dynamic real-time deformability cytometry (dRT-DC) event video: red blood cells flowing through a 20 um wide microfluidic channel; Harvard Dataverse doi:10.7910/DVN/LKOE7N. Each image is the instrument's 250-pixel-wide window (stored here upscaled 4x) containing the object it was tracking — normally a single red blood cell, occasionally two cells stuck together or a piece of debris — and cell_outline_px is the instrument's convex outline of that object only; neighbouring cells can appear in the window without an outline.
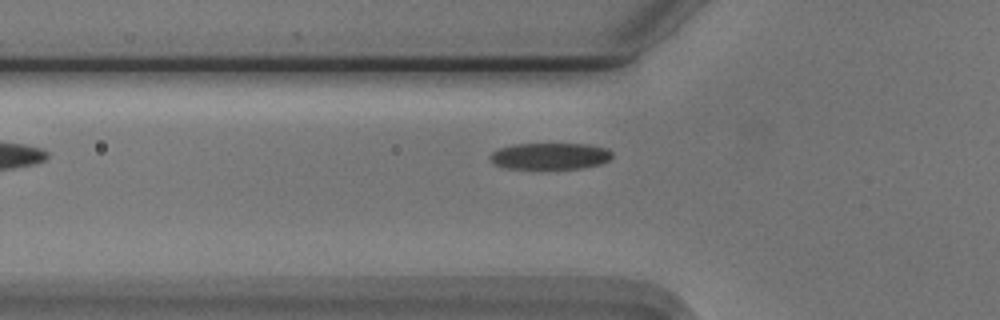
{"species": "Egyptian fruit bat (a non-hibernating species)", "species_latin": "Rousettus aegyptiacus", "temperature_condition": "cold", "stored_images_in_passage": 20, "camera_frame_rate_fps": 3000, "um_per_image_px": 0.085, "animal": {"sex": "male"}, "frame": {"image": 1, "passage_image": 2, "time_ms": 0.333, "image_size_px": [1000, 320], "cell_outline_px": [[612, 156], [608, 160], [600, 164], [580, 168], [508, 168], [496, 164], [488, 156], [492, 152], [500, 148], [512, 144], [588, 144], [608, 148], [612, 152]], "centroid_in_image_um": [46.78, 13.25], "position_along_channel_um": 79.0, "area_um2": 18.67}}
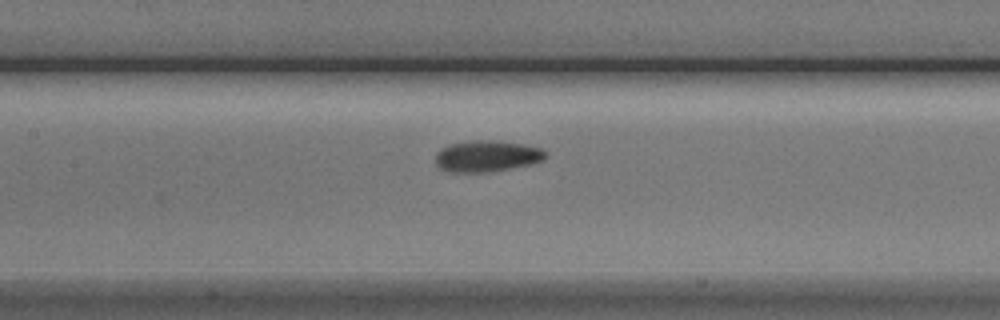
{"frame": {"image": 2, "passage_image": 9, "time_ms": 2.667, "image_size_px": [1000, 320], "cell_outline_px": [[548, 156], [544, 160], [532, 164], [488, 172], [448, 172], [440, 168], [436, 164], [436, 152], [440, 148], [448, 144], [472, 140], [492, 140], [524, 144], [540, 148], [548, 152]], "centroid_in_image_um": [41.39, 13.26], "position_along_channel_um": 166.0, "area_um2": 20.35}}
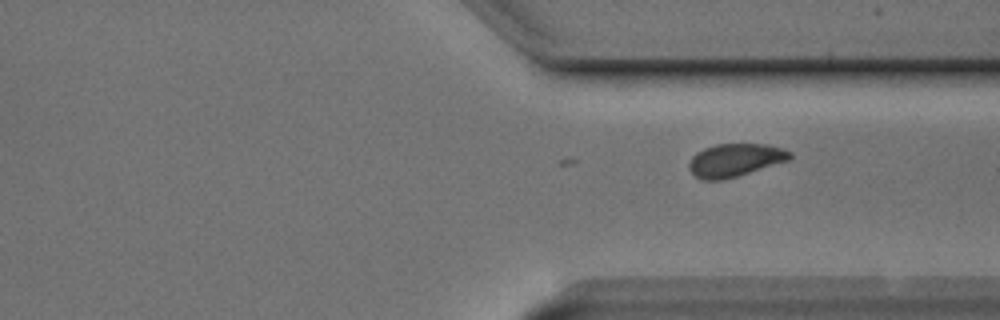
{"frame": {"image": 3, "passage_image": 20, "time_ms": 6.333, "image_size_px": [1000, 320], "cell_outline_px": [[792, 156], [788, 160], [724, 180], [700, 180], [688, 168], [688, 164], [692, 156], [696, 152], [704, 148], [716, 144], [768, 144], [784, 148], [792, 152]], "centroid_in_image_um": [62.46, 13.6], "position_along_channel_um": 348.9, "area_um2": 19.42}}